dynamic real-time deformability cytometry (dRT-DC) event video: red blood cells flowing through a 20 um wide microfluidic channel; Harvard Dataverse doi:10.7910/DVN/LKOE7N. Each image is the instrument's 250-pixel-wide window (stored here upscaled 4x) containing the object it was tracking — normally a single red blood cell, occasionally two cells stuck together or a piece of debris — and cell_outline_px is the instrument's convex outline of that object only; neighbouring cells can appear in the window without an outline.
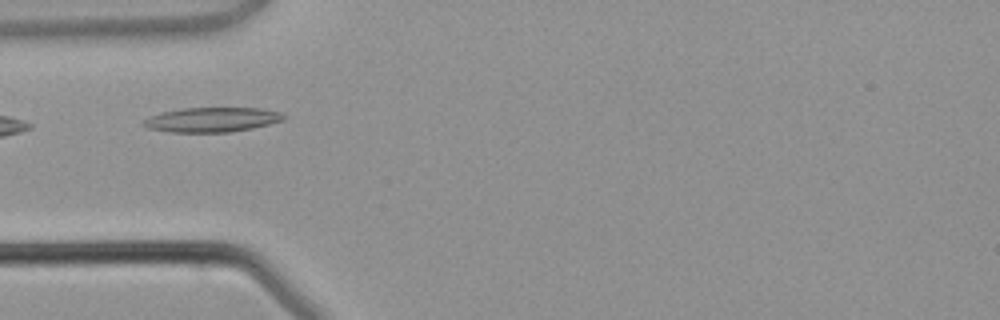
{"species": "common noctule bat (a hibernating species)", "species_latin": "Nyctalus noctula", "temperature_condition": "warm", "stored_images_in_passage": 2, "camera_frame_rate_fps": 3000, "um_per_image_px": 0.085, "animal": {"sex": "male", "body_mass_g": 21.5, "forearm_length_mm": 52.0}, "frame": {"image": 1, "passage_image": 2, "time_ms": 1.667, "image_size_px": [1000, 320], "cell_outline_px": [[288, 116], [284, 120], [252, 128], [228, 132], [168, 132], [148, 128], [140, 124], [144, 120], [160, 112], [184, 108], [260, 108], [280, 112]], "centroid_in_image_um": [18.02, 10.17], "position_along_channel_um": 67.0, "area_um2": 20.11}}